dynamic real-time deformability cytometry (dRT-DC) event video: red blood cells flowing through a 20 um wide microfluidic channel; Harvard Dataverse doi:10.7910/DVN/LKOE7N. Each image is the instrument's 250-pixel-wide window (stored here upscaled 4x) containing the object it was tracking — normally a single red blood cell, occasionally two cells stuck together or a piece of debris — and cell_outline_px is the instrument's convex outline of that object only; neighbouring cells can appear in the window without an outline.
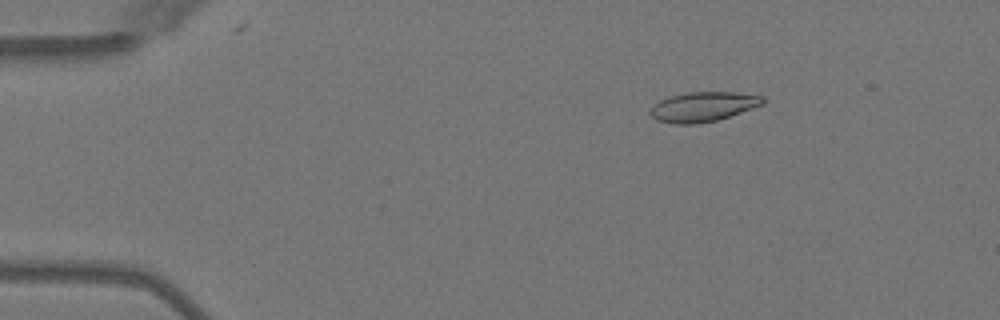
{"species": "Egyptian fruit bat (a non-hibernating species)", "species_latin": "Rousettus aegyptiacus", "temperature_condition": "warm", "stored_images_in_passage": 46, "camera_frame_rate_fps": 3000, "um_per_image_px": 0.085, "animal": {"sex": "female"}, "frame": {"image": 1, "passage_image": 3, "time_ms": 0.667, "image_size_px": [1000, 320], "cell_outline_px": [[764, 104], [716, 120], [696, 124], [672, 124], [656, 120], [648, 112], [660, 100], [672, 96], [688, 92], [736, 92], [764, 96]], "centroid_in_image_um": [59.76, 9.07], "position_along_channel_um": 25.2, "area_um2": 19.31}}
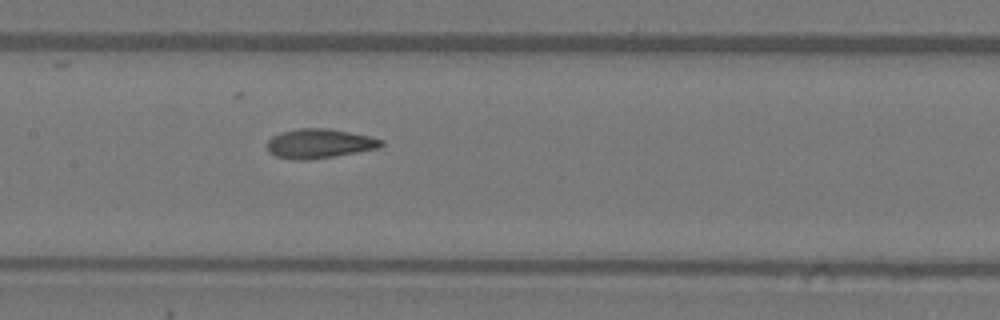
{"frame": {"image": 2, "passage_image": 20, "time_ms": 6.333, "image_size_px": [1000, 320], "cell_outline_px": [[384, 144], [380, 148], [308, 160], [292, 160], [276, 156], [268, 152], [268, 140], [272, 136], [280, 132], [300, 128], [328, 128], [368, 136], [384, 140]], "centroid_in_image_um": [27.13, 12.2], "position_along_channel_um": 180.3, "area_um2": 19.48}}
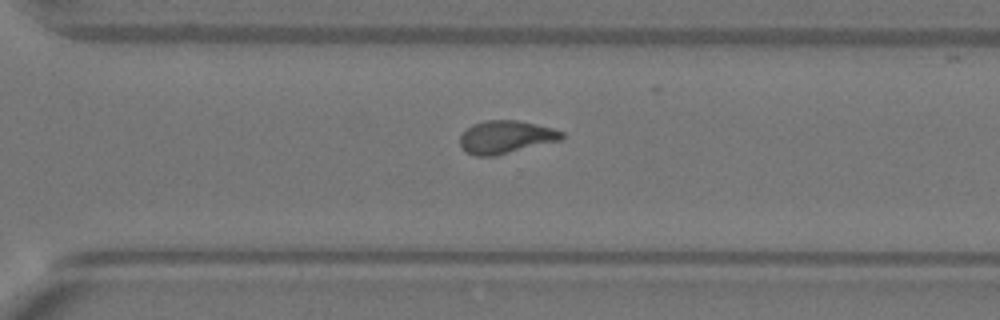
{"frame": {"image": 3, "passage_image": 31, "time_ms": 10.0, "image_size_px": [1000, 320], "cell_outline_px": [[564, 136], [560, 140], [496, 156], [476, 156], [464, 152], [460, 144], [460, 136], [472, 124], [484, 120], [520, 120], [552, 128], [564, 132]], "centroid_in_image_um": [42.98, 11.65], "position_along_channel_um": 327.6, "area_um2": 19.59}, "authors_computed_cell_mechanics": {"area_um2": 19.3341, "velocity_mm_per_s": 4.0477, "shape_relaxation_time_tau1_ms": 8.1363, "shape_relaxation_time_tau2_ms": 1.5251, "deformation_change_tau1": 0.2481, "deformation_change_tau2": 0.0812}}